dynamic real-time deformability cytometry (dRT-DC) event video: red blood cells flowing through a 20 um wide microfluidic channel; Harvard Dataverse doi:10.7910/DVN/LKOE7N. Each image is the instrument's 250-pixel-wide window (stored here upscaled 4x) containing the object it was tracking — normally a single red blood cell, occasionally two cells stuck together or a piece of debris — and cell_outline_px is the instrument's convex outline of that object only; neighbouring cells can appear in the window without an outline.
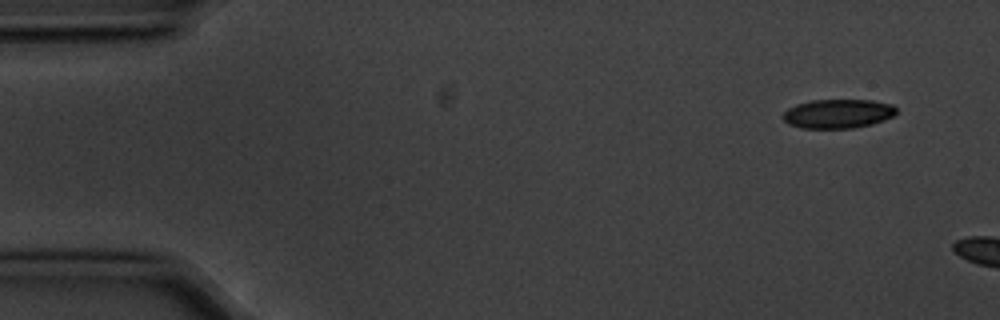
{"species": "common noctule bat (a hibernating species)", "species_latin": "Nyctalus noctula", "temperature_condition": "cold", "stored_images_in_passage": 3, "camera_frame_rate_fps": 3000, "um_per_image_px": 0.085, "animal": {"sex": "male", "body_mass_g": 20.1, "forearm_length_mm": 53.5}, "frame": {"image": 1, "passage_image": 1, "time_ms": 0.0, "image_size_px": [1000, 320], "cell_outline_px": [[896, 112], [892, 116], [884, 120], [872, 124], [852, 128], [800, 128], [788, 124], [780, 116], [788, 108], [796, 104], [812, 100], [872, 100], [892, 104], [896, 108]], "centroid_in_image_um": [71.19, 9.66], "position_along_channel_um": 13.8, "area_um2": 19.31}}